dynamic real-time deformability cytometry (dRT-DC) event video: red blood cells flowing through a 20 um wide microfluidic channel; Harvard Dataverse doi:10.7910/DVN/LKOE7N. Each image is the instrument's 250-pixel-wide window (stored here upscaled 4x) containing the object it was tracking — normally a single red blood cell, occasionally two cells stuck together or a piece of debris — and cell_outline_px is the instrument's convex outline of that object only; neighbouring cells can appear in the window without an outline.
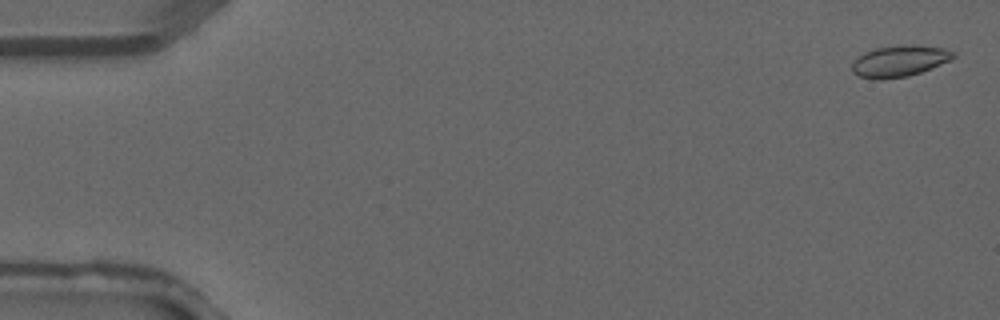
{"species": "common noctule bat (a hibernating species)", "species_latin": "Nyctalus noctula", "temperature_condition": "warm", "stored_images_in_passage": 2, "camera_frame_rate_fps": 3000, "um_per_image_px": 0.085, "animal": {"sex": "male", "forearm_length_mm": 52.5}, "frame": {"image": 1, "passage_image": 1, "time_ms": 0.0, "image_size_px": [1000, 320], "cell_outline_px": [[956, 56], [948, 60], [920, 72], [908, 76], [880, 80], [872, 80], [860, 76], [852, 72], [852, 64], [860, 56], [876, 48], [944, 48], [956, 52]], "centroid_in_image_um": [76.4, 5.27], "position_along_channel_um": 8.6, "area_um2": 17.17}}